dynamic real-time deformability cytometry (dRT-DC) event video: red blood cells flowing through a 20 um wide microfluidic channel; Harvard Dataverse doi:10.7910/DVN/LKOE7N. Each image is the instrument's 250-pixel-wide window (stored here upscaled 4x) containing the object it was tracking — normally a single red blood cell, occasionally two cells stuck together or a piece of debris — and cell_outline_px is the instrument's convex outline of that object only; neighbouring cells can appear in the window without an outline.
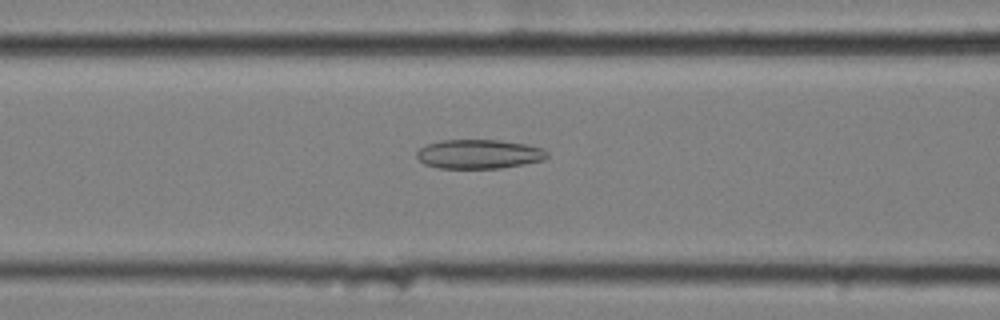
{"species": "common noctule bat (a hibernating species)", "species_latin": "Nyctalus noctula", "temperature_condition": "cold", "stored_images_in_passage": 54, "camera_frame_rate_fps": 3000, "um_per_image_px": 0.085, "animal": {"sex": "female", "body_mass_g": 25.1}, "frame": {"image": 1, "passage_image": 24, "time_ms": 7.667, "image_size_px": [1000, 320], "cell_outline_px": [[548, 156], [544, 160], [524, 164], [500, 168], [440, 168], [424, 164], [416, 156], [416, 152], [424, 144], [440, 140], [500, 140], [528, 144], [544, 148], [548, 152]], "centroid_in_image_um": [40.72, 13.09], "position_along_channel_um": 125.9, "area_um2": 22.43}}
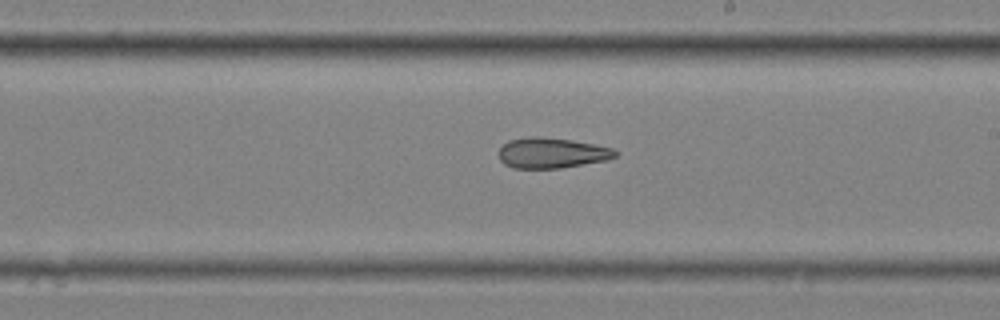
{"frame": {"image": 2, "passage_image": 34, "time_ms": 11.0, "image_size_px": [1000, 320], "cell_outline_px": [[616, 156], [608, 160], [560, 168], [512, 168], [504, 164], [500, 160], [500, 148], [508, 140], [528, 136], [540, 136], [572, 140], [612, 148], [616, 152]], "centroid_in_image_um": [46.87, 13.0], "position_along_channel_um": 242.1, "area_um2": 20.63}}
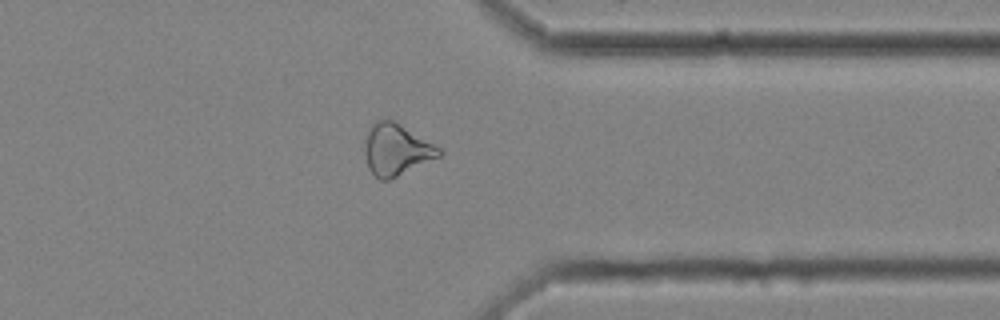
{"frame": {"image": 3, "passage_image": 46, "time_ms": 15.0, "image_size_px": [1000, 320], "cell_outline_px": [[444, 152], [440, 156], [388, 180], [380, 180], [368, 168], [364, 152], [364, 140], [368, 128], [376, 120], [388, 116], [440, 148]], "centroid_in_image_um": [33.64, 12.67], "position_along_channel_um": 377.8, "area_um2": 22.48}, "authors_computed_cell_mechanics": {"area_um2": 23.0911, "velocity_mm_per_s": 3.4982, "shape_relaxation_time_tau1_ms": null, "shape_relaxation_time_tau2_ms": 6.4375, "deformation_change_tau1": null, "deformation_change_tau2": 0.1713}}